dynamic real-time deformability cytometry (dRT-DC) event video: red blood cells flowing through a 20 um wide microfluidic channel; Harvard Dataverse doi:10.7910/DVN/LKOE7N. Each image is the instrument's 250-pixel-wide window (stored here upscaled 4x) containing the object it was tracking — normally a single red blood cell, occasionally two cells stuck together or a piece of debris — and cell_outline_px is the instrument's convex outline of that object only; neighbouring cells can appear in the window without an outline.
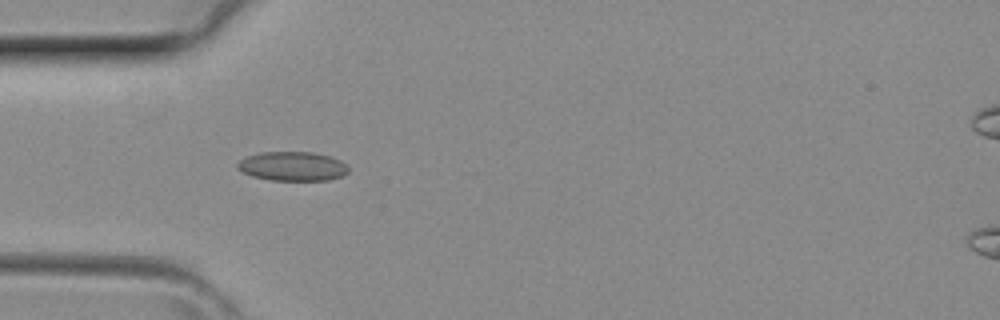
{"species": "common noctule bat (a hibernating species)", "species_latin": "Nyctalus noctula", "temperature_condition": "room temperature", "stored_images_in_passage": 4, "camera_frame_rate_fps": 3000, "um_per_image_px": 0.085, "animal": {"sex": "female", "body_mass_g": 29.2, "forearm_length_mm": 56.3}, "frame": {"image": 1, "passage_image": 4, "time_ms": 1.0, "image_size_px": [1000, 320], "cell_outline_px": [[348, 172], [340, 176], [328, 180], [272, 180], [252, 176], [236, 168], [236, 164], [244, 156], [260, 152], [312, 152], [332, 156], [340, 160], [348, 168]], "centroid_in_image_um": [24.83, 14.12], "position_along_channel_um": 60.2, "area_um2": 18.9}}